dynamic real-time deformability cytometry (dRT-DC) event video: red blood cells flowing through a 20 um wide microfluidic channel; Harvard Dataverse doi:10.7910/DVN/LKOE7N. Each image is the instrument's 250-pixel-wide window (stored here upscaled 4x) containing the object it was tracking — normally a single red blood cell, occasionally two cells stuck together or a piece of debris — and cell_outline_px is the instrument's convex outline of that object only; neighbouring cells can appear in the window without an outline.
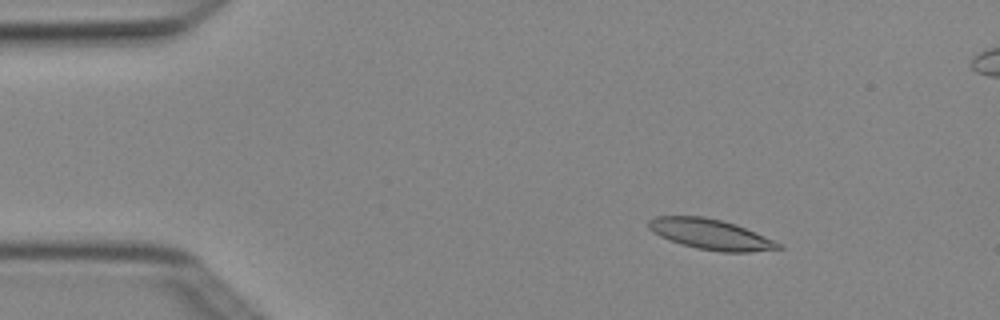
{"species": "Egyptian fruit bat (a non-hibernating species)", "species_latin": "Rousettus aegyptiacus", "temperature_condition": "cold", "stored_images_in_passage": 4, "camera_frame_rate_fps": 3000, "um_per_image_px": 0.085, "animal": {"sex": "female"}, "frame": {"image": 1, "passage_image": 2, "time_ms": 0.333, "image_size_px": [1000, 320], "cell_outline_px": [[784, 248], [748, 252], [720, 252], [696, 248], [680, 244], [668, 240], [660, 236], [648, 228], [648, 220], [656, 216], [704, 216], [736, 224], [764, 236], [780, 244]], "centroid_in_image_um": [60.36, 19.91], "position_along_channel_um": 24.6, "area_um2": 22.89}}